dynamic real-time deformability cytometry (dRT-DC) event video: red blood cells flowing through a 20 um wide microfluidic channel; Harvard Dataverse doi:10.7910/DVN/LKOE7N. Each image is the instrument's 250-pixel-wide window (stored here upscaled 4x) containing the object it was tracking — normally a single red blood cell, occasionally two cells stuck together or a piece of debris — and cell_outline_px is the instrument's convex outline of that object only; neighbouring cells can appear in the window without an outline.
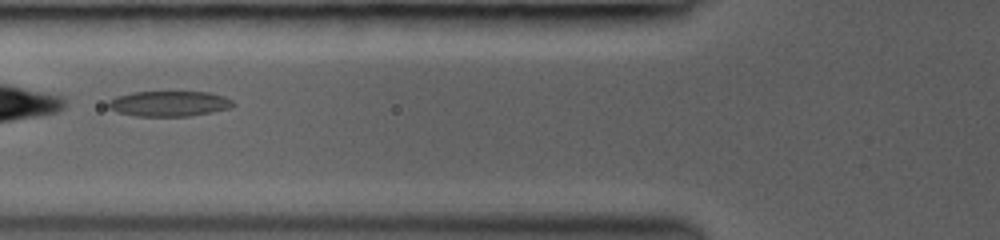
{"species": "common noctule bat (a hibernating species)", "species_latin": "Nyctalus noctula", "temperature_condition": "room temperature", "stored_images_in_passage": 60, "camera_frame_rate_fps": 3000, "um_per_image_px": 0.085, "animal": {"sex": "female", "body_mass_g": 19.0, "forearm_length_mm": 53.3}, "frame": {"image": 1, "passage_image": 12, "time_ms": 2.0, "image_size_px": [1000, 240], "cell_outline_px": [[236, 104], [232, 108], [212, 112], [188, 116], [136, 116], [116, 112], [108, 108], [108, 100], [116, 96], [132, 92], [208, 92], [224, 96], [232, 100]], "centroid_in_image_um": [14.37, 8.81], "position_along_channel_um": 111.4, "area_um2": 18.61}}
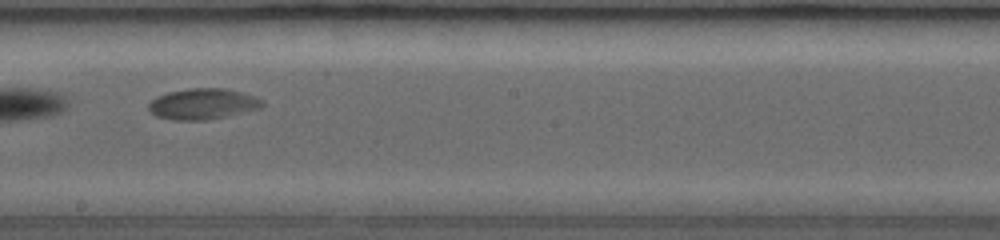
{"frame": {"image": 2, "passage_image": 25, "time_ms": 5.0, "image_size_px": [1000, 240], "cell_outline_px": [[264, 104], [260, 108], [228, 116], [208, 120], [172, 120], [156, 116], [148, 112], [148, 104], [156, 96], [168, 92], [188, 88], [228, 88], [264, 100]], "centroid_in_image_um": [17.2, 8.84], "position_along_channel_um": 231.0, "area_um2": 20.63}}
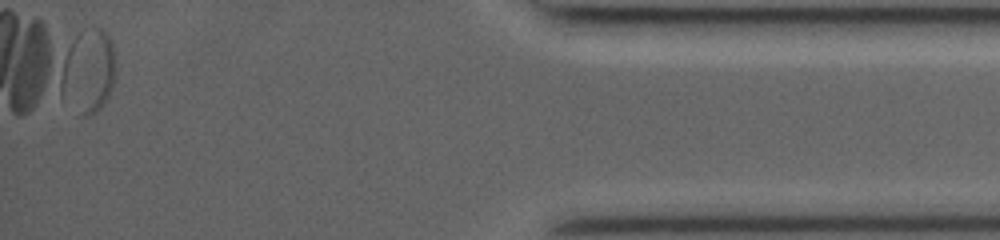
{"frame": {"image": 3, "passage_image": 59, "time_ms": 11.333, "image_size_px": [1000, 240], "cell_outline_px": [[112, 88], [104, 104], [96, 112], [88, 116], [80, 116], [92, 32], [96, 28], [100, 28], [108, 32], [112, 40]], "centroid_in_image_um": [8.32, 6.2], "position_along_channel_um": 426.9, "area_um2": 14.22}, "authors_computed_cell_mechanics": {"area_um2": 20.808, "velocity_mm_per_s": 4.013, "shape_relaxation_time_tau1_ms": 9.7637, "shape_relaxation_time_tau2_ms": null, "deformation_change_tau1": 0.236, "deformation_change_tau2": null}}